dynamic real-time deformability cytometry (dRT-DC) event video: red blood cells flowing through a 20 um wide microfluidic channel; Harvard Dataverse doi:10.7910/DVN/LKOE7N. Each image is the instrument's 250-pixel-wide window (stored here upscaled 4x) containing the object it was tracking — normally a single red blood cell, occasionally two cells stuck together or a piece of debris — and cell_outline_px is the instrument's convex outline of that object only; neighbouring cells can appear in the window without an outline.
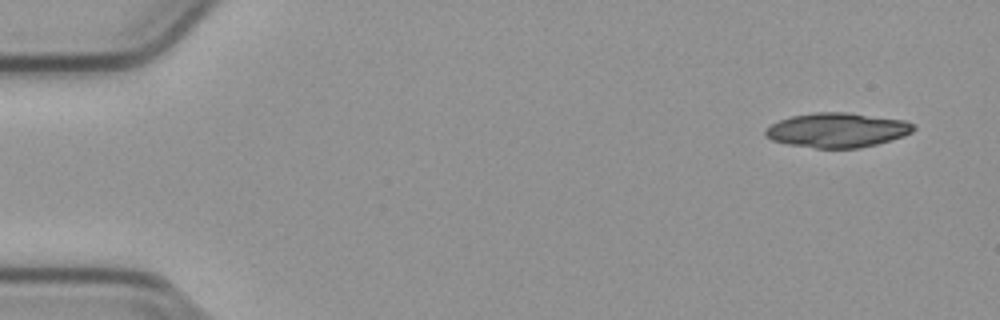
{"species": "common noctule bat (a hibernating species)", "species_latin": "Nyctalus noctula", "temperature_condition": "cold", "stored_images_in_passage": 27, "camera_frame_rate_fps": 3000, "um_per_image_px": 0.085, "animal": {"sex": "male", "body_mass_g": 23.1, "forearm_length_mm": 52.7}, "frame": {"image": 1, "passage_image": 1, "time_ms": 0.0, "image_size_px": [1000, 320], "cell_outline_px": [[916, 128], [912, 132], [904, 136], [876, 144], [860, 148], [816, 148], [788, 144], [772, 140], [764, 136], [764, 128], [780, 120], [792, 116], [816, 112], [848, 112], [904, 120], [912, 124]], "centroid_in_image_um": [71.15, 11.06], "position_along_channel_um": 13.9, "area_um2": 29.82}}
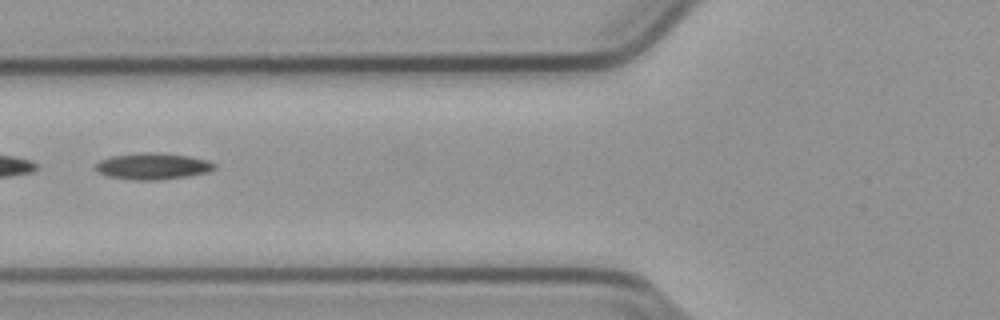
{"frame": {"image": 2, "passage_image": 19, "time_ms": 6.0, "image_size_px": [1000, 320], "cell_outline_px": [[216, 168], [208, 172], [188, 176], [156, 180], [132, 180], [108, 176], [92, 168], [100, 160], [112, 156], [140, 152], [156, 152], [188, 156], [208, 160], [216, 164]], "centroid_in_image_um": [12.98, 14.12], "position_along_channel_um": 112.8, "area_um2": 18.38}}
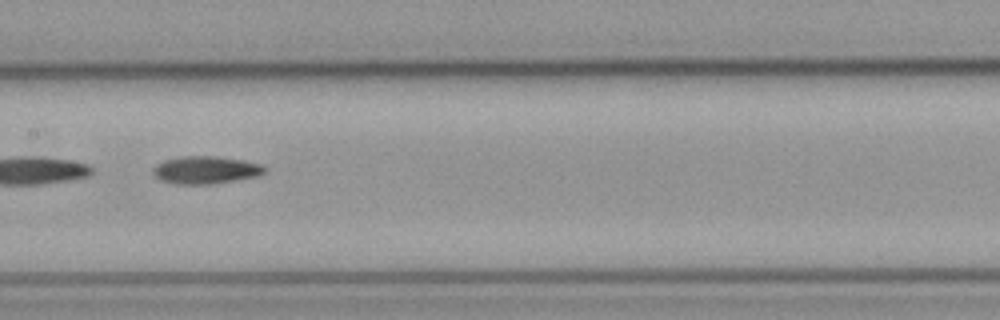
{"frame": {"image": 3, "passage_image": 25, "time_ms": 8.0, "image_size_px": [1000, 320], "cell_outline_px": [[264, 172], [256, 176], [212, 184], [176, 184], [160, 180], [152, 172], [152, 168], [156, 164], [164, 160], [180, 156], [212, 156], [240, 160], [260, 164], [264, 168]], "centroid_in_image_um": [17.4, 14.45], "position_along_channel_um": 190.0, "area_um2": 17.69}}